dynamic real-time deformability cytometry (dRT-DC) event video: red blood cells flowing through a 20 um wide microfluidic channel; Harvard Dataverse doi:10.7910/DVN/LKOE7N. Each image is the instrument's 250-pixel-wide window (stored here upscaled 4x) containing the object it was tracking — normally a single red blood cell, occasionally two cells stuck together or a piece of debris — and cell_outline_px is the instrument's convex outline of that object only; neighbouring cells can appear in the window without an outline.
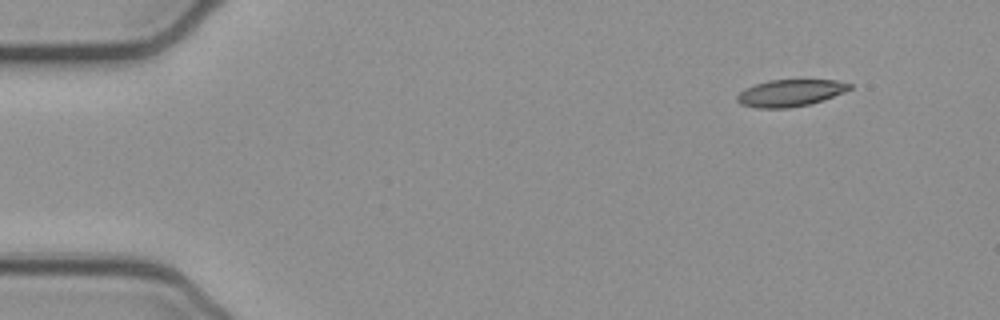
{"species": "common noctule bat (a hibernating species)", "species_latin": "Nyctalus noctula", "temperature_condition": "cold", "stored_images_in_passage": 47, "camera_frame_rate_fps": 3000, "um_per_image_px": 0.085, "animal": {"sex": "female", "body_mass_g": 21.9}, "frame": {"image": 1, "passage_image": 1, "time_ms": 0.0, "image_size_px": [1000, 320], "cell_outline_px": [[852, 88], [844, 92], [824, 100], [808, 104], [788, 108], [756, 108], [740, 104], [736, 100], [736, 96], [744, 88], [768, 80], [836, 80], [852, 84]], "centroid_in_image_um": [67.15, 7.9], "position_along_channel_um": 17.8, "area_um2": 17.69}}
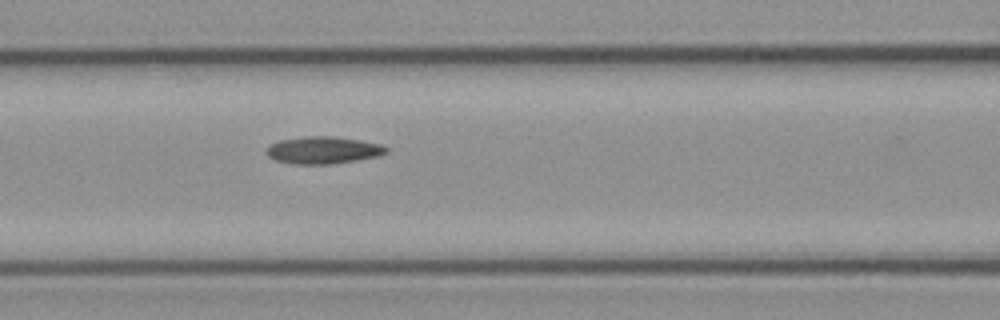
{"frame": {"image": 2, "passage_image": 18, "time_ms": 5.667, "image_size_px": [1000, 320], "cell_outline_px": [[388, 152], [376, 156], [356, 160], [332, 164], [292, 164], [276, 160], [268, 156], [264, 152], [272, 144], [280, 140], [304, 136], [336, 136], [360, 140], [380, 144], [388, 148]], "centroid_in_image_um": [27.46, 12.76], "position_along_channel_um": 139.1, "area_um2": 18.96}}
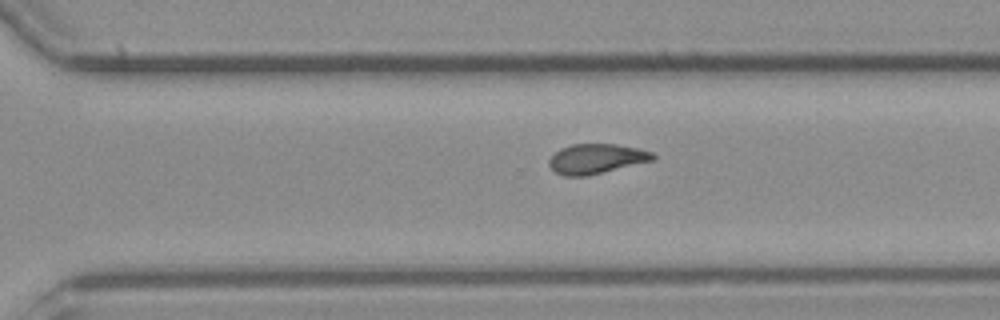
{"frame": {"image": 3, "passage_image": 32, "time_ms": 10.333, "image_size_px": [1000, 320], "cell_outline_px": [[656, 160], [588, 176], [564, 176], [556, 172], [548, 164], [548, 160], [560, 148], [572, 144], [616, 144], [636, 148], [652, 152], [656, 156]], "centroid_in_image_um": [50.71, 13.5], "position_along_channel_um": 319.9, "area_um2": 18.15}, "authors_computed_cell_mechanics": {"area_um2": 18.785, "velocity_mm_per_s": 3.8878, "shape_relaxation_time_tau1_ms": null, "shape_relaxation_time_tau2_ms": 3.4819, "deformation_change_tau1": null, "deformation_change_tau2": 0.1062}}